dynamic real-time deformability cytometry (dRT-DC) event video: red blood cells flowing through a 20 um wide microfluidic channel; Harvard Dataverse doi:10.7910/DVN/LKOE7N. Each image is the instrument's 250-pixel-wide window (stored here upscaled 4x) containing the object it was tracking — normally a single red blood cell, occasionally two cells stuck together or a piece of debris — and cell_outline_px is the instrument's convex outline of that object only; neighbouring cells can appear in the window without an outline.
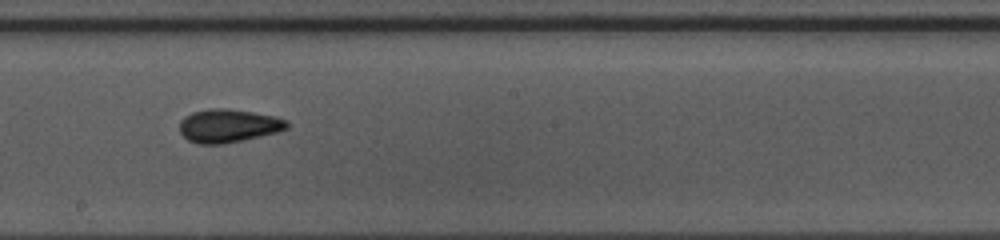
{"species": "common noctule bat (a hibernating species)", "species_latin": "Nyctalus noctula", "temperature_condition": "warm", "stored_images_in_passage": 23, "camera_frame_rate_fps": 3000, "um_per_image_px": 0.085, "animal": {"sex": "female", "body_mass_g": 10.0, "forearm_length_mm": 53.1}, "frame": {"image": 1, "passage_image": 14, "time_ms": 4.333, "image_size_px": [1000, 240], "cell_outline_px": [[288, 128], [276, 132], [260, 136], [220, 144], [200, 144], [188, 140], [180, 132], [180, 120], [184, 116], [192, 112], [208, 108], [228, 108], [276, 116], [288, 120]], "centroid_in_image_um": [19.4, 10.67], "position_along_channel_um": 228.8, "area_um2": 20.81}}
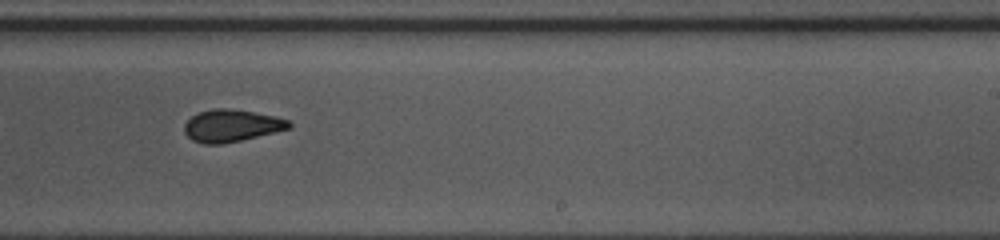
{"frame": {"image": 2, "passage_image": 17, "time_ms": 5.333, "image_size_px": [1000, 240], "cell_outline_px": [[292, 128], [276, 132], [224, 144], [204, 144], [192, 140], [184, 132], [184, 124], [196, 112], [212, 108], [228, 108], [276, 116], [288, 120], [292, 124]], "centroid_in_image_um": [19.67, 10.68], "position_along_channel_um": 269.3, "area_um2": 19.83}}